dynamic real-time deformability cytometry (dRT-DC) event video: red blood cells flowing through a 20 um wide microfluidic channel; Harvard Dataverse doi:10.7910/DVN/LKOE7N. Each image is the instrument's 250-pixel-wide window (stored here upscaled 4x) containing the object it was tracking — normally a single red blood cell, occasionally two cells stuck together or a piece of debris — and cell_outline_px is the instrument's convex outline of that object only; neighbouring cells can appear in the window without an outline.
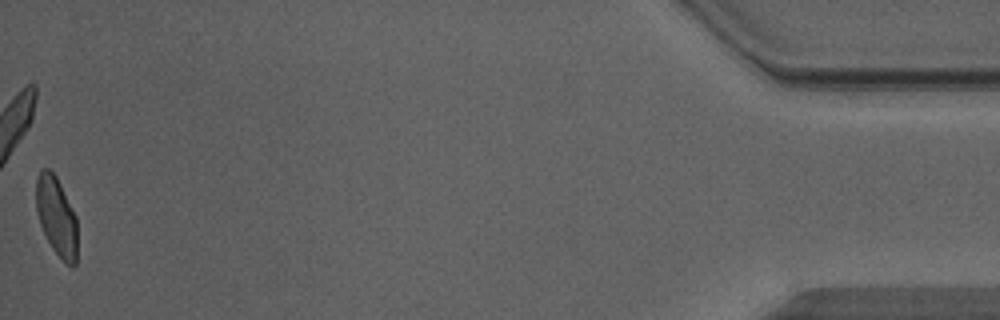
{"species": "Egyptian fruit bat (a non-hibernating species)", "species_latin": "Rousettus aegyptiacus", "temperature_condition": "warm", "stored_images_in_passage": 37, "camera_frame_rate_fps": 3000, "um_per_image_px": 0.085, "animal": {"sex": "male"}, "frame": {"image": 1, "passage_image": 37, "time_ms": 12.0, "image_size_px": [1000, 320], "cell_outline_px": [[76, 264], [72, 268], [64, 264], [52, 248], [40, 224], [36, 208], [36, 176], [40, 168], [48, 168], [56, 176], [76, 216]], "centroid_in_image_um": [4.79, 18.4], "position_along_channel_um": 430.4, "area_um2": 19.02}, "authors_computed_cell_mechanics": {"area_um2": 20.1144, "velocity_mm_per_s": 4.4359, "shape_relaxation_time_tau1_ms": 4.0208, "shape_relaxation_time_tau2_ms": 1.0835, "deformation_change_tau1": 0.1409, "deformation_change_tau2": 0.0591}}